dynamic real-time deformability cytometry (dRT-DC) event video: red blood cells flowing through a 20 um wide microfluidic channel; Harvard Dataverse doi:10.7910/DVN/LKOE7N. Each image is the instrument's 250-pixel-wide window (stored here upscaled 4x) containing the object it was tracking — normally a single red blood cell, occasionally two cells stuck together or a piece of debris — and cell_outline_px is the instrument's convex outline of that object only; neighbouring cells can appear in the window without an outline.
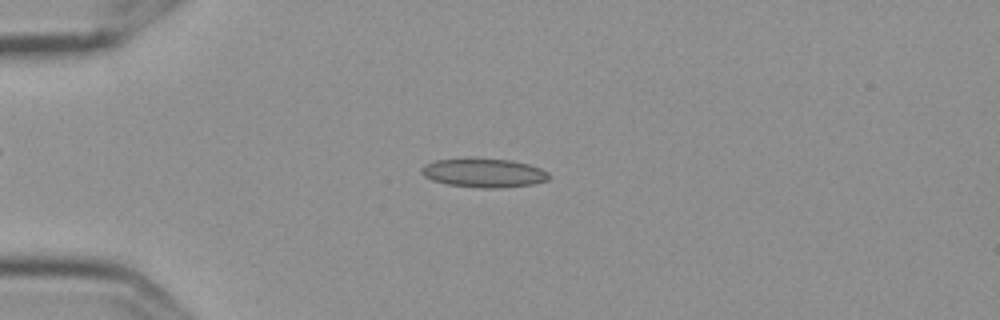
{"species": "Egyptian fruit bat (a non-hibernating species)", "species_latin": "Rousettus aegyptiacus", "temperature_condition": "cold", "stored_images_in_passage": 56, "camera_frame_rate_fps": 3000, "um_per_image_px": 0.085, "frame": {"image": 1, "passage_image": 14, "time_ms": 4.333, "image_size_px": [1000, 320], "cell_outline_px": [[548, 180], [532, 184], [500, 188], [480, 188], [448, 184], [432, 180], [424, 176], [420, 172], [420, 168], [424, 164], [436, 160], [472, 156], [512, 160], [528, 164], [540, 168], [548, 172]], "centroid_in_image_um": [41.07, 14.66], "position_along_channel_um": 43.9, "area_um2": 22.02}}
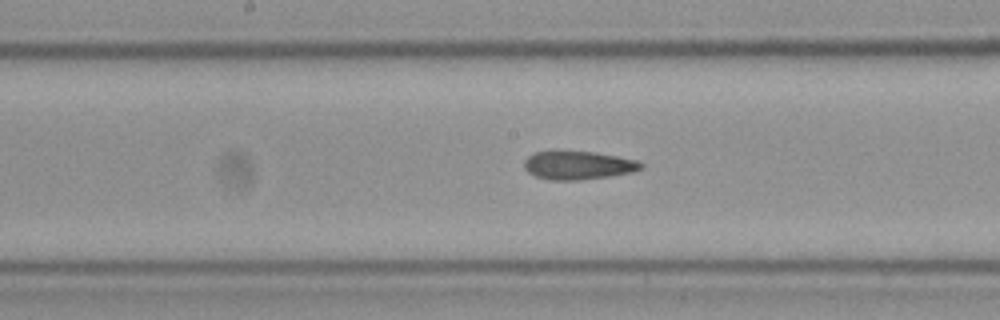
{"frame": {"image": 2, "passage_image": 29, "time_ms": 9.333, "image_size_px": [1000, 320], "cell_outline_px": [[644, 168], [632, 172], [608, 176], [580, 180], [548, 180], [536, 176], [528, 172], [524, 168], [524, 160], [532, 152], [548, 148], [556, 148], [592, 152], [616, 156], [636, 160], [644, 164]], "centroid_in_image_um": [49.05, 14.0], "position_along_channel_um": 199.1, "area_um2": 20.11}}
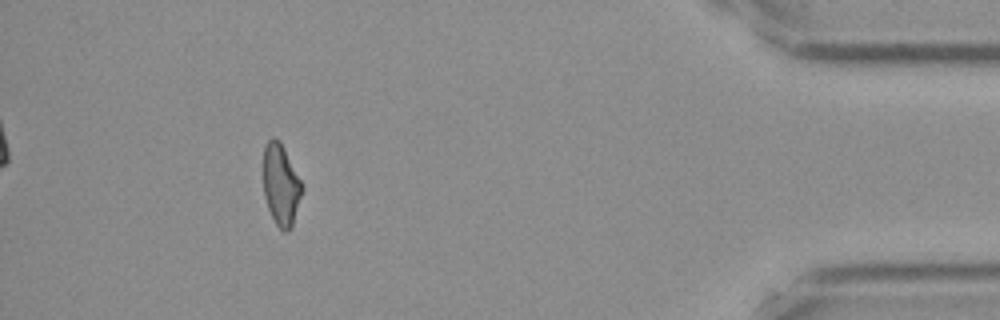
{"frame": {"image": 3, "passage_image": 51, "time_ms": 16.667, "image_size_px": [1000, 320], "cell_outline_px": [[300, 196], [292, 228], [288, 232], [284, 232], [276, 224], [268, 208], [264, 196], [264, 148], [268, 140], [272, 136], [280, 140], [300, 180]], "centroid_in_image_um": [23.85, 15.71], "position_along_channel_um": 411.4, "area_um2": 17.86}, "authors_computed_cell_mechanics": {"area_um2": 19.4497, "velocity_mm_per_s": 3.6162, "shape_relaxation_time_tau1_ms": null, "shape_relaxation_time_tau2_ms": 4.2896, "deformation_change_tau1": null, "deformation_change_tau2": 0.1249}}